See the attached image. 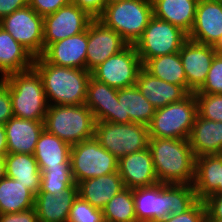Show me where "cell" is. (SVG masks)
<instances>
[{
    "mask_svg": "<svg viewBox=\"0 0 222 222\" xmlns=\"http://www.w3.org/2000/svg\"><path fill=\"white\" fill-rule=\"evenodd\" d=\"M133 198L137 222H159L185 213L198 201L193 185L160 182L133 189Z\"/></svg>",
    "mask_w": 222,
    "mask_h": 222,
    "instance_id": "obj_1",
    "label": "cell"
},
{
    "mask_svg": "<svg viewBox=\"0 0 222 222\" xmlns=\"http://www.w3.org/2000/svg\"><path fill=\"white\" fill-rule=\"evenodd\" d=\"M148 148L160 183L193 185L196 157L187 139L149 137Z\"/></svg>",
    "mask_w": 222,
    "mask_h": 222,
    "instance_id": "obj_2",
    "label": "cell"
},
{
    "mask_svg": "<svg viewBox=\"0 0 222 222\" xmlns=\"http://www.w3.org/2000/svg\"><path fill=\"white\" fill-rule=\"evenodd\" d=\"M33 67L42 78L49 106L85 104L90 71L50 64L42 56L34 59Z\"/></svg>",
    "mask_w": 222,
    "mask_h": 222,
    "instance_id": "obj_3",
    "label": "cell"
},
{
    "mask_svg": "<svg viewBox=\"0 0 222 222\" xmlns=\"http://www.w3.org/2000/svg\"><path fill=\"white\" fill-rule=\"evenodd\" d=\"M0 79L9 88L14 117L32 121L45 120L49 105L42 78L34 67Z\"/></svg>",
    "mask_w": 222,
    "mask_h": 222,
    "instance_id": "obj_4",
    "label": "cell"
},
{
    "mask_svg": "<svg viewBox=\"0 0 222 222\" xmlns=\"http://www.w3.org/2000/svg\"><path fill=\"white\" fill-rule=\"evenodd\" d=\"M93 112L83 105H52L48 107L44 129L71 146L94 137Z\"/></svg>",
    "mask_w": 222,
    "mask_h": 222,
    "instance_id": "obj_5",
    "label": "cell"
},
{
    "mask_svg": "<svg viewBox=\"0 0 222 222\" xmlns=\"http://www.w3.org/2000/svg\"><path fill=\"white\" fill-rule=\"evenodd\" d=\"M152 17L151 0H123L106 5L97 19L117 32L129 45H134Z\"/></svg>",
    "mask_w": 222,
    "mask_h": 222,
    "instance_id": "obj_6",
    "label": "cell"
},
{
    "mask_svg": "<svg viewBox=\"0 0 222 222\" xmlns=\"http://www.w3.org/2000/svg\"><path fill=\"white\" fill-rule=\"evenodd\" d=\"M194 92L181 101L156 109L148 125L149 137L187 139L197 116Z\"/></svg>",
    "mask_w": 222,
    "mask_h": 222,
    "instance_id": "obj_7",
    "label": "cell"
},
{
    "mask_svg": "<svg viewBox=\"0 0 222 222\" xmlns=\"http://www.w3.org/2000/svg\"><path fill=\"white\" fill-rule=\"evenodd\" d=\"M94 138L118 160L148 148V126L140 123L96 122Z\"/></svg>",
    "mask_w": 222,
    "mask_h": 222,
    "instance_id": "obj_8",
    "label": "cell"
},
{
    "mask_svg": "<svg viewBox=\"0 0 222 222\" xmlns=\"http://www.w3.org/2000/svg\"><path fill=\"white\" fill-rule=\"evenodd\" d=\"M70 166L76 184L118 171V159L93 137L71 146Z\"/></svg>",
    "mask_w": 222,
    "mask_h": 222,
    "instance_id": "obj_9",
    "label": "cell"
},
{
    "mask_svg": "<svg viewBox=\"0 0 222 222\" xmlns=\"http://www.w3.org/2000/svg\"><path fill=\"white\" fill-rule=\"evenodd\" d=\"M187 40L182 29L153 16L134 46L144 65L151 58L179 52Z\"/></svg>",
    "mask_w": 222,
    "mask_h": 222,
    "instance_id": "obj_10",
    "label": "cell"
},
{
    "mask_svg": "<svg viewBox=\"0 0 222 222\" xmlns=\"http://www.w3.org/2000/svg\"><path fill=\"white\" fill-rule=\"evenodd\" d=\"M143 68L134 45H128L121 52L109 57L91 71V77L115 89L136 85L137 77Z\"/></svg>",
    "mask_w": 222,
    "mask_h": 222,
    "instance_id": "obj_11",
    "label": "cell"
},
{
    "mask_svg": "<svg viewBox=\"0 0 222 222\" xmlns=\"http://www.w3.org/2000/svg\"><path fill=\"white\" fill-rule=\"evenodd\" d=\"M0 26L35 58L44 53L43 16L29 5L3 17Z\"/></svg>",
    "mask_w": 222,
    "mask_h": 222,
    "instance_id": "obj_12",
    "label": "cell"
},
{
    "mask_svg": "<svg viewBox=\"0 0 222 222\" xmlns=\"http://www.w3.org/2000/svg\"><path fill=\"white\" fill-rule=\"evenodd\" d=\"M93 19L85 10L73 3L44 16V50L51 43L84 32Z\"/></svg>",
    "mask_w": 222,
    "mask_h": 222,
    "instance_id": "obj_13",
    "label": "cell"
},
{
    "mask_svg": "<svg viewBox=\"0 0 222 222\" xmlns=\"http://www.w3.org/2000/svg\"><path fill=\"white\" fill-rule=\"evenodd\" d=\"M129 44L113 29L100 20L93 19L88 25L86 70L92 71L109 57L116 55Z\"/></svg>",
    "mask_w": 222,
    "mask_h": 222,
    "instance_id": "obj_14",
    "label": "cell"
},
{
    "mask_svg": "<svg viewBox=\"0 0 222 222\" xmlns=\"http://www.w3.org/2000/svg\"><path fill=\"white\" fill-rule=\"evenodd\" d=\"M187 80V92H196L206 81L217 54L214 46L187 40L179 51Z\"/></svg>",
    "mask_w": 222,
    "mask_h": 222,
    "instance_id": "obj_15",
    "label": "cell"
},
{
    "mask_svg": "<svg viewBox=\"0 0 222 222\" xmlns=\"http://www.w3.org/2000/svg\"><path fill=\"white\" fill-rule=\"evenodd\" d=\"M155 110L136 85L118 89V97H115L113 123H140L148 126Z\"/></svg>",
    "mask_w": 222,
    "mask_h": 222,
    "instance_id": "obj_16",
    "label": "cell"
},
{
    "mask_svg": "<svg viewBox=\"0 0 222 222\" xmlns=\"http://www.w3.org/2000/svg\"><path fill=\"white\" fill-rule=\"evenodd\" d=\"M222 37V2L199 0L188 39L215 46Z\"/></svg>",
    "mask_w": 222,
    "mask_h": 222,
    "instance_id": "obj_17",
    "label": "cell"
},
{
    "mask_svg": "<svg viewBox=\"0 0 222 222\" xmlns=\"http://www.w3.org/2000/svg\"><path fill=\"white\" fill-rule=\"evenodd\" d=\"M118 172L125 188L149 187L159 183L149 148L120 158Z\"/></svg>",
    "mask_w": 222,
    "mask_h": 222,
    "instance_id": "obj_18",
    "label": "cell"
},
{
    "mask_svg": "<svg viewBox=\"0 0 222 222\" xmlns=\"http://www.w3.org/2000/svg\"><path fill=\"white\" fill-rule=\"evenodd\" d=\"M88 27L84 32L51 43L42 54L50 64L86 70Z\"/></svg>",
    "mask_w": 222,
    "mask_h": 222,
    "instance_id": "obj_19",
    "label": "cell"
},
{
    "mask_svg": "<svg viewBox=\"0 0 222 222\" xmlns=\"http://www.w3.org/2000/svg\"><path fill=\"white\" fill-rule=\"evenodd\" d=\"M78 197V185L64 192L48 193L38 192L35 195L34 208L37 212L39 222H68L70 209Z\"/></svg>",
    "mask_w": 222,
    "mask_h": 222,
    "instance_id": "obj_20",
    "label": "cell"
},
{
    "mask_svg": "<svg viewBox=\"0 0 222 222\" xmlns=\"http://www.w3.org/2000/svg\"><path fill=\"white\" fill-rule=\"evenodd\" d=\"M193 188L198 200L222 194V154L196 157Z\"/></svg>",
    "mask_w": 222,
    "mask_h": 222,
    "instance_id": "obj_21",
    "label": "cell"
},
{
    "mask_svg": "<svg viewBox=\"0 0 222 222\" xmlns=\"http://www.w3.org/2000/svg\"><path fill=\"white\" fill-rule=\"evenodd\" d=\"M4 126L7 153L34 154L36 143L44 129V121H32L13 116Z\"/></svg>",
    "mask_w": 222,
    "mask_h": 222,
    "instance_id": "obj_22",
    "label": "cell"
},
{
    "mask_svg": "<svg viewBox=\"0 0 222 222\" xmlns=\"http://www.w3.org/2000/svg\"><path fill=\"white\" fill-rule=\"evenodd\" d=\"M136 86L155 109L181 101L189 94L182 86L156 78L144 68L138 74Z\"/></svg>",
    "mask_w": 222,
    "mask_h": 222,
    "instance_id": "obj_23",
    "label": "cell"
},
{
    "mask_svg": "<svg viewBox=\"0 0 222 222\" xmlns=\"http://www.w3.org/2000/svg\"><path fill=\"white\" fill-rule=\"evenodd\" d=\"M188 141L195 157L222 154V122L197 114Z\"/></svg>",
    "mask_w": 222,
    "mask_h": 222,
    "instance_id": "obj_24",
    "label": "cell"
},
{
    "mask_svg": "<svg viewBox=\"0 0 222 222\" xmlns=\"http://www.w3.org/2000/svg\"><path fill=\"white\" fill-rule=\"evenodd\" d=\"M78 195L90 205L103 209L109 200L124 189L119 172L89 178L78 184Z\"/></svg>",
    "mask_w": 222,
    "mask_h": 222,
    "instance_id": "obj_25",
    "label": "cell"
},
{
    "mask_svg": "<svg viewBox=\"0 0 222 222\" xmlns=\"http://www.w3.org/2000/svg\"><path fill=\"white\" fill-rule=\"evenodd\" d=\"M153 16L190 33L199 0H151Z\"/></svg>",
    "mask_w": 222,
    "mask_h": 222,
    "instance_id": "obj_26",
    "label": "cell"
},
{
    "mask_svg": "<svg viewBox=\"0 0 222 222\" xmlns=\"http://www.w3.org/2000/svg\"><path fill=\"white\" fill-rule=\"evenodd\" d=\"M35 57L0 26L1 78L33 68Z\"/></svg>",
    "mask_w": 222,
    "mask_h": 222,
    "instance_id": "obj_27",
    "label": "cell"
},
{
    "mask_svg": "<svg viewBox=\"0 0 222 222\" xmlns=\"http://www.w3.org/2000/svg\"><path fill=\"white\" fill-rule=\"evenodd\" d=\"M71 145L43 129L34 151L39 168L71 167Z\"/></svg>",
    "mask_w": 222,
    "mask_h": 222,
    "instance_id": "obj_28",
    "label": "cell"
},
{
    "mask_svg": "<svg viewBox=\"0 0 222 222\" xmlns=\"http://www.w3.org/2000/svg\"><path fill=\"white\" fill-rule=\"evenodd\" d=\"M6 176L26 186L34 195L41 187V170L33 154L7 153L4 156Z\"/></svg>",
    "mask_w": 222,
    "mask_h": 222,
    "instance_id": "obj_29",
    "label": "cell"
},
{
    "mask_svg": "<svg viewBox=\"0 0 222 222\" xmlns=\"http://www.w3.org/2000/svg\"><path fill=\"white\" fill-rule=\"evenodd\" d=\"M115 97L118 89L90 78L85 105L93 112L96 122H113Z\"/></svg>",
    "mask_w": 222,
    "mask_h": 222,
    "instance_id": "obj_30",
    "label": "cell"
},
{
    "mask_svg": "<svg viewBox=\"0 0 222 222\" xmlns=\"http://www.w3.org/2000/svg\"><path fill=\"white\" fill-rule=\"evenodd\" d=\"M34 205L35 195L26 186L8 176L0 180V214L28 210Z\"/></svg>",
    "mask_w": 222,
    "mask_h": 222,
    "instance_id": "obj_31",
    "label": "cell"
},
{
    "mask_svg": "<svg viewBox=\"0 0 222 222\" xmlns=\"http://www.w3.org/2000/svg\"><path fill=\"white\" fill-rule=\"evenodd\" d=\"M143 68L152 76L171 84L180 85L187 91V80L179 52L149 59Z\"/></svg>",
    "mask_w": 222,
    "mask_h": 222,
    "instance_id": "obj_32",
    "label": "cell"
},
{
    "mask_svg": "<svg viewBox=\"0 0 222 222\" xmlns=\"http://www.w3.org/2000/svg\"><path fill=\"white\" fill-rule=\"evenodd\" d=\"M104 222H137L133 189L124 188L103 207Z\"/></svg>",
    "mask_w": 222,
    "mask_h": 222,
    "instance_id": "obj_33",
    "label": "cell"
},
{
    "mask_svg": "<svg viewBox=\"0 0 222 222\" xmlns=\"http://www.w3.org/2000/svg\"><path fill=\"white\" fill-rule=\"evenodd\" d=\"M41 170V187L39 192L51 194L64 192L75 184L71 167L39 168Z\"/></svg>",
    "mask_w": 222,
    "mask_h": 222,
    "instance_id": "obj_34",
    "label": "cell"
},
{
    "mask_svg": "<svg viewBox=\"0 0 222 222\" xmlns=\"http://www.w3.org/2000/svg\"><path fill=\"white\" fill-rule=\"evenodd\" d=\"M194 95L199 116L222 122V94L194 93Z\"/></svg>",
    "mask_w": 222,
    "mask_h": 222,
    "instance_id": "obj_35",
    "label": "cell"
},
{
    "mask_svg": "<svg viewBox=\"0 0 222 222\" xmlns=\"http://www.w3.org/2000/svg\"><path fill=\"white\" fill-rule=\"evenodd\" d=\"M68 222H104L103 212L78 195L70 209Z\"/></svg>",
    "mask_w": 222,
    "mask_h": 222,
    "instance_id": "obj_36",
    "label": "cell"
},
{
    "mask_svg": "<svg viewBox=\"0 0 222 222\" xmlns=\"http://www.w3.org/2000/svg\"><path fill=\"white\" fill-rule=\"evenodd\" d=\"M194 93L222 94V54H216L204 84Z\"/></svg>",
    "mask_w": 222,
    "mask_h": 222,
    "instance_id": "obj_37",
    "label": "cell"
},
{
    "mask_svg": "<svg viewBox=\"0 0 222 222\" xmlns=\"http://www.w3.org/2000/svg\"><path fill=\"white\" fill-rule=\"evenodd\" d=\"M159 222H207L204 202L203 200H198L185 213L169 215Z\"/></svg>",
    "mask_w": 222,
    "mask_h": 222,
    "instance_id": "obj_38",
    "label": "cell"
},
{
    "mask_svg": "<svg viewBox=\"0 0 222 222\" xmlns=\"http://www.w3.org/2000/svg\"><path fill=\"white\" fill-rule=\"evenodd\" d=\"M69 3H71V0H28V5L43 17L56 12Z\"/></svg>",
    "mask_w": 222,
    "mask_h": 222,
    "instance_id": "obj_39",
    "label": "cell"
},
{
    "mask_svg": "<svg viewBox=\"0 0 222 222\" xmlns=\"http://www.w3.org/2000/svg\"><path fill=\"white\" fill-rule=\"evenodd\" d=\"M13 117L9 88L0 79V124L4 125Z\"/></svg>",
    "mask_w": 222,
    "mask_h": 222,
    "instance_id": "obj_40",
    "label": "cell"
},
{
    "mask_svg": "<svg viewBox=\"0 0 222 222\" xmlns=\"http://www.w3.org/2000/svg\"><path fill=\"white\" fill-rule=\"evenodd\" d=\"M207 219L222 220V194L209 195L204 200Z\"/></svg>",
    "mask_w": 222,
    "mask_h": 222,
    "instance_id": "obj_41",
    "label": "cell"
},
{
    "mask_svg": "<svg viewBox=\"0 0 222 222\" xmlns=\"http://www.w3.org/2000/svg\"><path fill=\"white\" fill-rule=\"evenodd\" d=\"M71 3L85 10L94 19H97L106 7V0H71Z\"/></svg>",
    "mask_w": 222,
    "mask_h": 222,
    "instance_id": "obj_42",
    "label": "cell"
},
{
    "mask_svg": "<svg viewBox=\"0 0 222 222\" xmlns=\"http://www.w3.org/2000/svg\"><path fill=\"white\" fill-rule=\"evenodd\" d=\"M0 222H39V221L35 208H31L16 213L0 214Z\"/></svg>",
    "mask_w": 222,
    "mask_h": 222,
    "instance_id": "obj_43",
    "label": "cell"
},
{
    "mask_svg": "<svg viewBox=\"0 0 222 222\" xmlns=\"http://www.w3.org/2000/svg\"><path fill=\"white\" fill-rule=\"evenodd\" d=\"M26 6H28V0H0V20Z\"/></svg>",
    "mask_w": 222,
    "mask_h": 222,
    "instance_id": "obj_44",
    "label": "cell"
},
{
    "mask_svg": "<svg viewBox=\"0 0 222 222\" xmlns=\"http://www.w3.org/2000/svg\"><path fill=\"white\" fill-rule=\"evenodd\" d=\"M7 154V137L5 133V126L0 124V156Z\"/></svg>",
    "mask_w": 222,
    "mask_h": 222,
    "instance_id": "obj_45",
    "label": "cell"
},
{
    "mask_svg": "<svg viewBox=\"0 0 222 222\" xmlns=\"http://www.w3.org/2000/svg\"><path fill=\"white\" fill-rule=\"evenodd\" d=\"M6 177L5 160L3 156H0V180Z\"/></svg>",
    "mask_w": 222,
    "mask_h": 222,
    "instance_id": "obj_46",
    "label": "cell"
},
{
    "mask_svg": "<svg viewBox=\"0 0 222 222\" xmlns=\"http://www.w3.org/2000/svg\"><path fill=\"white\" fill-rule=\"evenodd\" d=\"M215 50L217 51L218 54H222V37L218 41V43L214 46Z\"/></svg>",
    "mask_w": 222,
    "mask_h": 222,
    "instance_id": "obj_47",
    "label": "cell"
},
{
    "mask_svg": "<svg viewBox=\"0 0 222 222\" xmlns=\"http://www.w3.org/2000/svg\"><path fill=\"white\" fill-rule=\"evenodd\" d=\"M123 0H106V5Z\"/></svg>",
    "mask_w": 222,
    "mask_h": 222,
    "instance_id": "obj_48",
    "label": "cell"
},
{
    "mask_svg": "<svg viewBox=\"0 0 222 222\" xmlns=\"http://www.w3.org/2000/svg\"><path fill=\"white\" fill-rule=\"evenodd\" d=\"M207 222H222V220H219V219H207Z\"/></svg>",
    "mask_w": 222,
    "mask_h": 222,
    "instance_id": "obj_49",
    "label": "cell"
},
{
    "mask_svg": "<svg viewBox=\"0 0 222 222\" xmlns=\"http://www.w3.org/2000/svg\"><path fill=\"white\" fill-rule=\"evenodd\" d=\"M210 1H217V2H222V0H210Z\"/></svg>",
    "mask_w": 222,
    "mask_h": 222,
    "instance_id": "obj_50",
    "label": "cell"
}]
</instances>
